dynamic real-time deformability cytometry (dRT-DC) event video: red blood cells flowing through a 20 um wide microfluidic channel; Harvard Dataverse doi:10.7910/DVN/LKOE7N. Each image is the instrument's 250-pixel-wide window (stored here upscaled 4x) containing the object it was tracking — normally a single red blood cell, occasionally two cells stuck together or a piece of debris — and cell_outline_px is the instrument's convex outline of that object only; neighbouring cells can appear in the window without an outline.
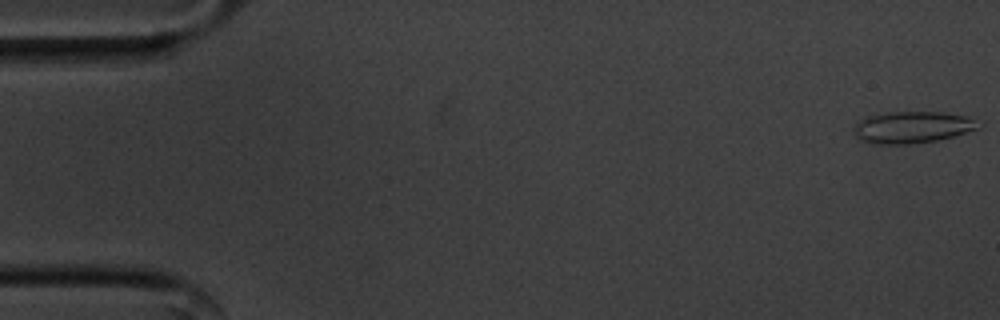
{"species": "common noctule bat (a hibernating species)", "species_latin": "Nyctalus noctula", "temperature_condition": "cold", "stored_images_in_passage": 56, "camera_frame_rate_fps": 3000, "um_per_image_px": 0.085, "animal": {"sex": "male", "body_mass_g": 20.1, "forearm_length_mm": 53.5}, "frame": {"image": 1, "passage_image": 1, "time_ms": 0.0, "image_size_px": [1000, 320], "cell_outline_px": [[984, 124], [980, 128], [952, 136], [936, 140], [908, 144], [868, 144], [860, 140], [852, 132], [852, 128], [864, 116], [888, 112], [940, 112], [968, 116]], "centroid_in_image_um": [77.51, 10.81], "position_along_channel_um": 7.5, "area_um2": 23.35}}
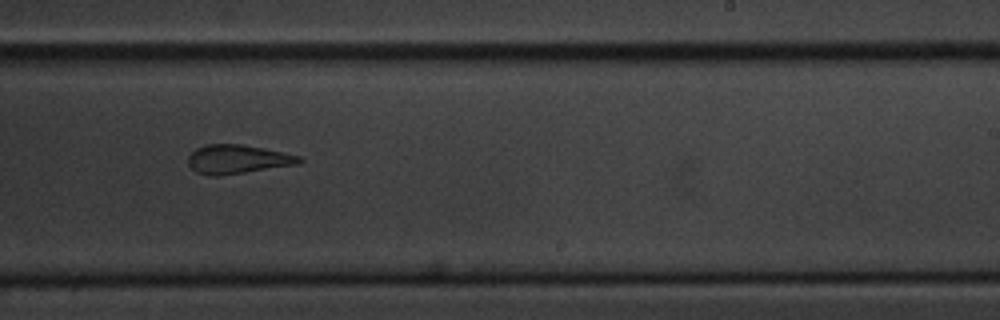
{"frame": {"image": 2, "passage_image": 34, "time_ms": 11.0, "image_size_px": [1000, 320], "cell_outline_px": [[304, 160], [300, 164], [220, 176], [208, 176], [196, 172], [188, 164], [188, 156], [196, 148], [204, 144], [240, 144], [264, 148], [300, 156]], "centroid_in_image_um": [20.19, 13.54], "position_along_channel_um": 268.8, "area_um2": 18.9}}
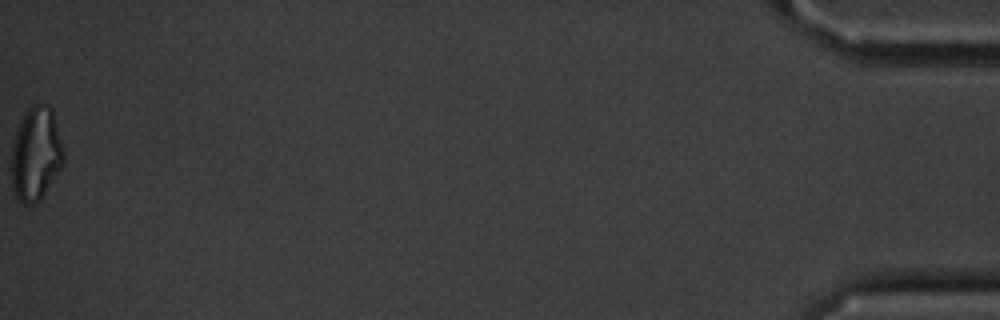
{"frame": {"image": 3, "passage_image": 56, "time_ms": 18.333, "image_size_px": [1000, 320], "cell_outline_px": [[64, 164], [40, 200], [36, 204], [24, 204], [12, 192], [12, 140], [24, 112], [32, 104], [44, 104], [52, 108], [64, 152]], "centroid_in_image_um": [3.05, 13.09], "position_along_channel_um": 432.2, "area_um2": 28.67}, "authors_computed_cell_mechanics": {"area_um2": 20.519, "velocity_mm_per_s": 3.5884, "shape_relaxation_time_tau1_ms": null, "shape_relaxation_time_tau2_ms": 2.8488, "deformation_change_tau1": null, "deformation_change_tau2": 0.1311}}